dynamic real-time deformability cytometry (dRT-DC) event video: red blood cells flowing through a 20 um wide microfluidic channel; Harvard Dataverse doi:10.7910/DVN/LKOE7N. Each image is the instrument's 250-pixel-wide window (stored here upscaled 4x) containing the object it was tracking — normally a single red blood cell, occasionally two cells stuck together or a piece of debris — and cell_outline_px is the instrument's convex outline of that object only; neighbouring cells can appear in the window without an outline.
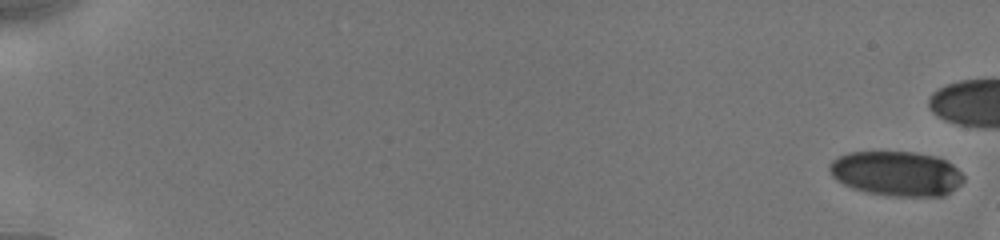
{"species": "human", "species_latin": "Homo sapiens", "temperature_condition": "cold", "stored_images_in_passage": 8, "camera_frame_rate_fps": 3000, "um_per_image_px": 0.085, "donor": {"sex": "male"}, "frame": {"image": 1, "passage_image": 1, "time_ms": 0.0, "image_size_px": [1000, 240], "cell_outline_px": [[964, 180], [956, 188], [944, 196], [888, 196], [868, 192], [852, 188], [836, 180], [832, 176], [828, 168], [828, 164], [832, 160], [848, 152], [916, 152], [936, 156], [952, 164], [964, 176]], "centroid_in_image_um": [76.19, 14.75], "position_along_channel_um": 8.8, "area_um2": 35.08}}